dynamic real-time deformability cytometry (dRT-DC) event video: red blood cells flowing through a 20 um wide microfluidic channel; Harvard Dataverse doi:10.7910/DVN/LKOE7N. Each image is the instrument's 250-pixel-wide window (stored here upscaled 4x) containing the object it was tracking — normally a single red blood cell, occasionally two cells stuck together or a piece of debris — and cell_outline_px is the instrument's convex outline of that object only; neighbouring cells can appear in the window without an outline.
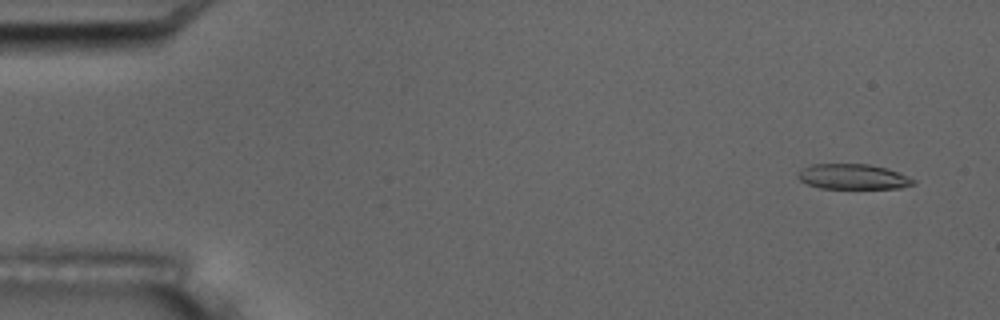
{"species": "common noctule bat (a hibernating species)", "species_latin": "Nyctalus noctula", "temperature_condition": "room temperature", "stored_images_in_passage": 5, "camera_frame_rate_fps": 3000, "um_per_image_px": 0.085, "animal": {"sex": "male", "body_mass_g": 17.5, "forearm_length_mm": 52.3}, "frame": {"image": 1, "passage_image": 1, "time_ms": 0.0, "image_size_px": [1000, 320], "cell_outline_px": [[916, 184], [900, 188], [820, 188], [808, 184], [800, 180], [796, 176], [800, 168], [812, 164], [868, 164], [884, 168], [908, 176], [916, 180]], "centroid_in_image_um": [72.48, 15.02], "position_along_channel_um": 12.5, "area_um2": 16.94}}
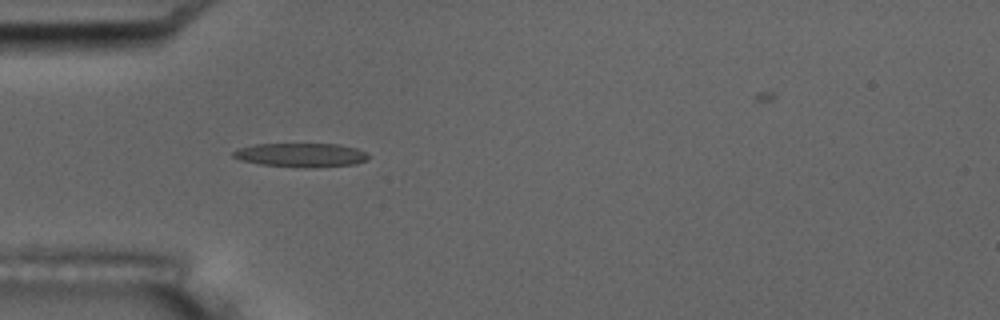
{"frame": {"image": 2, "passage_image": 5, "time_ms": 4.667, "image_size_px": [1000, 320], "cell_outline_px": [[368, 160], [356, 164], [304, 168], [260, 164], [240, 160], [232, 156], [232, 152], [236, 148], [256, 144], [340, 144], [356, 148], [364, 152], [368, 156]], "centroid_in_image_um": [25.55, 13.17], "position_along_channel_um": 59.4, "area_um2": 18.9}}